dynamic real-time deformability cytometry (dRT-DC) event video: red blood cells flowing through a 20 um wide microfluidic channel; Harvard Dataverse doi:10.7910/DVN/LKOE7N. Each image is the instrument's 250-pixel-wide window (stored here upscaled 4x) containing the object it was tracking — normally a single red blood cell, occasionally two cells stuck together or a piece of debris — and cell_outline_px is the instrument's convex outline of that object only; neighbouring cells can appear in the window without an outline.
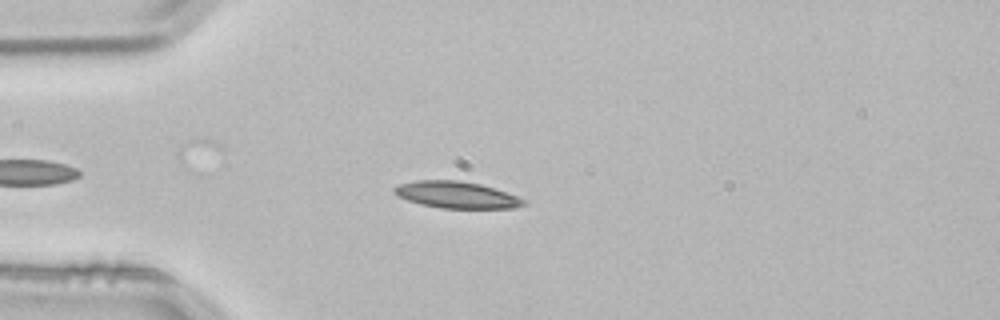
{"species": "common noctule bat (a hibernating species)", "species_latin": "Nyctalus noctula", "temperature_condition": "room temperature", "stored_images_in_passage": 3, "camera_frame_rate_fps": 3000, "um_per_image_px": 0.085, "animal": {"sex": "male", "body_mass_g": 21.5, "forearm_length_mm": 52.0}, "frame": {"image": 1, "passage_image": 3, "time_ms": 0.667, "image_size_px": [1000, 320], "cell_outline_px": [[528, 204], [516, 208], [440, 208], [420, 204], [396, 196], [392, 192], [392, 188], [400, 184], [416, 180], [460, 180], [480, 184], [516, 196], [524, 200]], "centroid_in_image_um": [38.76, 16.56], "position_along_channel_um": 46.2, "area_um2": 20.11}}